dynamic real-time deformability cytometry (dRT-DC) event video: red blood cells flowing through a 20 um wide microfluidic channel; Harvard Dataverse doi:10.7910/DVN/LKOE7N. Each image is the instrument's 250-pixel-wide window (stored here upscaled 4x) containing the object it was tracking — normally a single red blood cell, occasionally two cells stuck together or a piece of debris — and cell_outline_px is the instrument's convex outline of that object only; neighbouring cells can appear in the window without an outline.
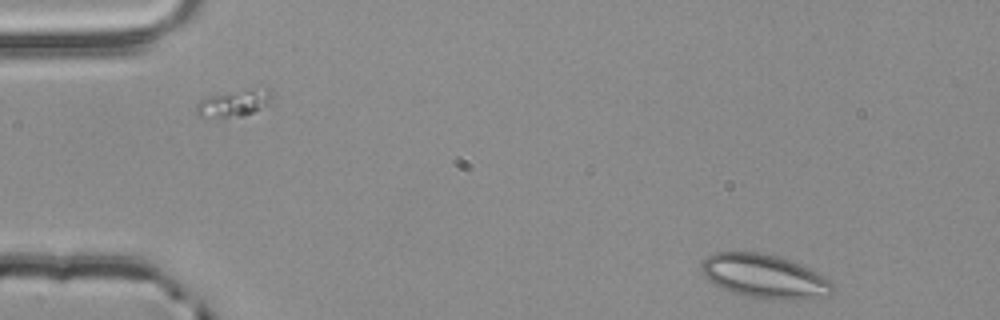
{"species": "common noctule bat (a hibernating species)", "species_latin": "Nyctalus noctula", "temperature_condition": "room temperature", "stored_images_in_passage": 49, "camera_frame_rate_fps": 3000, "um_per_image_px": 0.085, "animal": {"sex": "male", "body_mass_g": 20.4}, "frame": {"image": 1, "passage_image": 1, "time_ms": 0.0, "image_size_px": [1000, 320], "cell_outline_px": [[836, 288], [832, 296], [788, 300], [760, 300], [740, 296], [712, 284], [704, 276], [700, 268], [700, 264], [708, 256], [716, 252], [760, 252], [776, 256], [800, 264], [832, 280]], "centroid_in_image_um": [65.0, 23.53], "position_along_channel_um": 20.0, "area_um2": 34.28}}
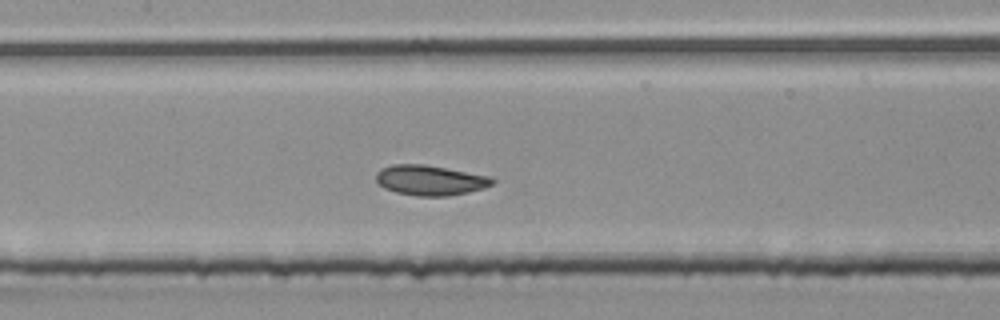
{"frame": {"image": 2, "passage_image": 21, "time_ms": 6.667, "image_size_px": [1000, 320], "cell_outline_px": [[496, 180], [492, 184], [484, 188], [468, 192], [448, 196], [416, 196], [396, 192], [384, 188], [376, 180], [376, 172], [380, 168], [392, 164], [424, 164], [492, 176]], "centroid_in_image_um": [36.57, 15.31], "position_along_channel_um": 170.8, "area_um2": 20.58}}
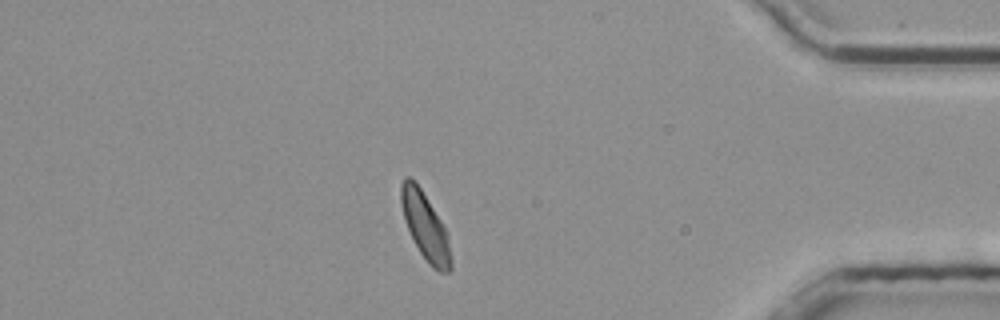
{"frame": {"image": 3, "passage_image": 42, "time_ms": 13.667, "image_size_px": [1000, 320], "cell_outline_px": [[452, 268], [448, 272], [440, 272], [432, 268], [428, 264], [420, 252], [408, 228], [404, 216], [400, 200], [400, 184], [404, 176], [408, 176], [420, 188], [448, 232], [452, 260]], "centroid_in_image_um": [36.17, 19.27], "position_along_channel_um": 399.0, "area_um2": 19.31}, "authors_computed_cell_mechanics": {"area_um2": 19.941, "velocity_mm_per_s": 3.8081, "shape_relaxation_time_tau1_ms": 3.5535, "shape_relaxation_time_tau2_ms": 1.7619, "deformation_change_tau1": 0.0729, "deformation_change_tau2": 0.0683}}